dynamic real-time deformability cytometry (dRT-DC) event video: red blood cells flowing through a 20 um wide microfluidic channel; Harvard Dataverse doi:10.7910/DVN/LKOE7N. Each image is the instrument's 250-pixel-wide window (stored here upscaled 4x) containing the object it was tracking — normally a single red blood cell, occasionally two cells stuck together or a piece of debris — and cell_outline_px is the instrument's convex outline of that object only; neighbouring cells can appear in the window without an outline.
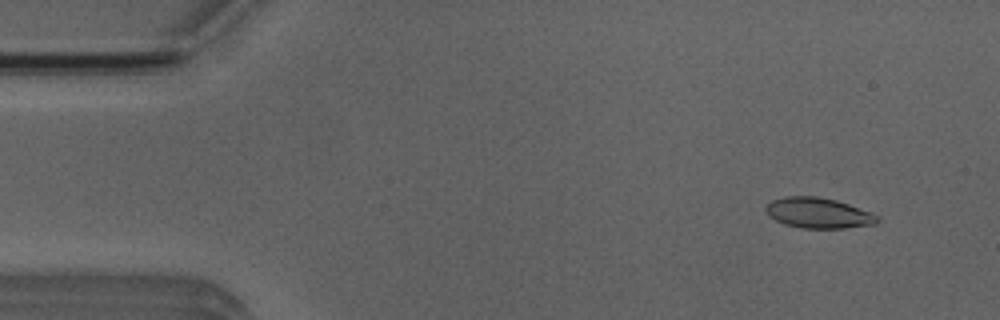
{"species": "Egyptian fruit bat (a non-hibernating species)", "species_latin": "Rousettus aegyptiacus", "temperature_condition": "room temperature", "stored_images_in_passage": 4, "camera_frame_rate_fps": 3000, "um_per_image_px": 0.085, "animal": {"sex": "male"}, "frame": {"image": 1, "passage_image": 1, "time_ms": 0.0, "image_size_px": [1000, 320], "cell_outline_px": [[880, 220], [876, 224], [844, 228], [800, 228], [784, 224], [768, 216], [764, 208], [772, 200], [784, 196], [816, 196], [836, 200], [872, 212], [880, 216]], "centroid_in_image_um": [69.57, 18.1], "position_along_channel_um": 15.4, "area_um2": 20.0}}